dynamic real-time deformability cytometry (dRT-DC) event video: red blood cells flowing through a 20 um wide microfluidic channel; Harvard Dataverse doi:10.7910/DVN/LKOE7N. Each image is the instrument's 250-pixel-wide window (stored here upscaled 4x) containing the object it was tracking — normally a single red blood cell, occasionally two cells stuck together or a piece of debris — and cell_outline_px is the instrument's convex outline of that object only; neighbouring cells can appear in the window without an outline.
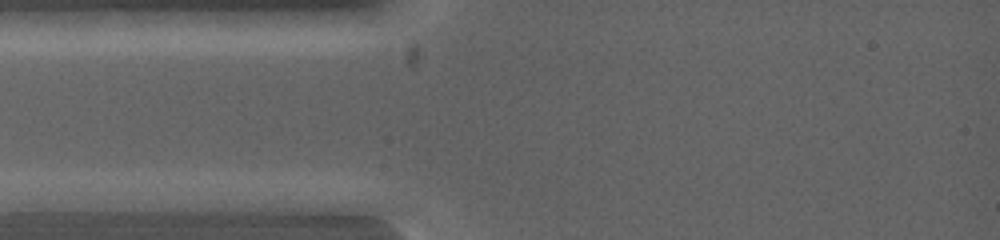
{"species": "common noctule bat (a hibernating species)", "species_latin": "Nyctalus noctula", "temperature_condition": "warm", "stored_images_in_passage": 3, "camera_frame_rate_fps": 5000, "um_per_image_px": 0.085, "animal": {"sex": "female", "body_mass_g": 19.0, "forearm_length_mm": 53.3}, "frame": {"image": 1, "passage_image": 1, "time_ms": 0.0, "image_size_px": [1000, 240], "cell_outline_px": [[124, 200], [108, 208], [96, 212], [16, 212], [12, 200], [48, 192], [104, 192]], "centroid_in_image_um": [5.62, 17.2], "position_along_channel_um": 79.4, "area_um2": 13.29}}